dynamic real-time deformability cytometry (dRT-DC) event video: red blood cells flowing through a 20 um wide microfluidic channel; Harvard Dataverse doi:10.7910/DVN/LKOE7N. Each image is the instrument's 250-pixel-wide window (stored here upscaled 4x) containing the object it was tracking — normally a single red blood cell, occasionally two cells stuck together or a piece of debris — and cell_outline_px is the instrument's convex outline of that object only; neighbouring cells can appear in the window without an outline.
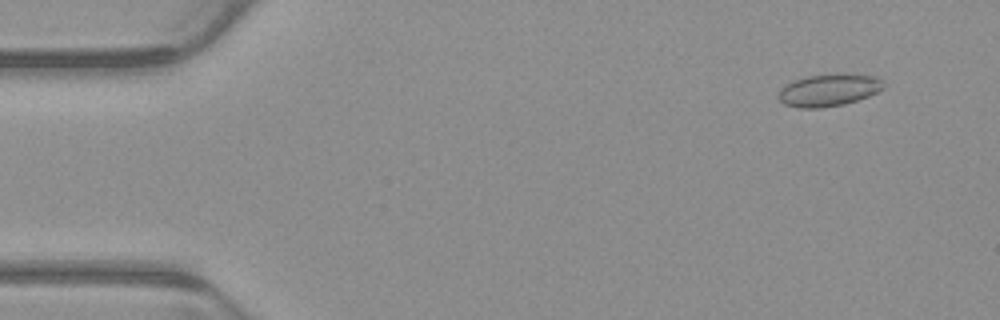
{"species": "common noctule bat (a hibernating species)", "species_latin": "Nyctalus noctula", "temperature_condition": "warm", "stored_images_in_passage": 6, "camera_frame_rate_fps": 3000, "um_per_image_px": 0.085, "animal": {"sex": "male", "body_mass_g": 23.1, "forearm_length_mm": 52.7}, "frame": {"image": 1, "passage_image": 2, "time_ms": 0.333, "image_size_px": [1000, 320], "cell_outline_px": [[884, 88], [868, 96], [844, 104], [820, 108], [800, 108], [784, 104], [776, 96], [780, 88], [792, 80], [808, 76], [844, 72], [876, 76], [884, 84]], "centroid_in_image_um": [70.42, 7.64], "position_along_channel_um": 14.6, "area_um2": 20.06}}